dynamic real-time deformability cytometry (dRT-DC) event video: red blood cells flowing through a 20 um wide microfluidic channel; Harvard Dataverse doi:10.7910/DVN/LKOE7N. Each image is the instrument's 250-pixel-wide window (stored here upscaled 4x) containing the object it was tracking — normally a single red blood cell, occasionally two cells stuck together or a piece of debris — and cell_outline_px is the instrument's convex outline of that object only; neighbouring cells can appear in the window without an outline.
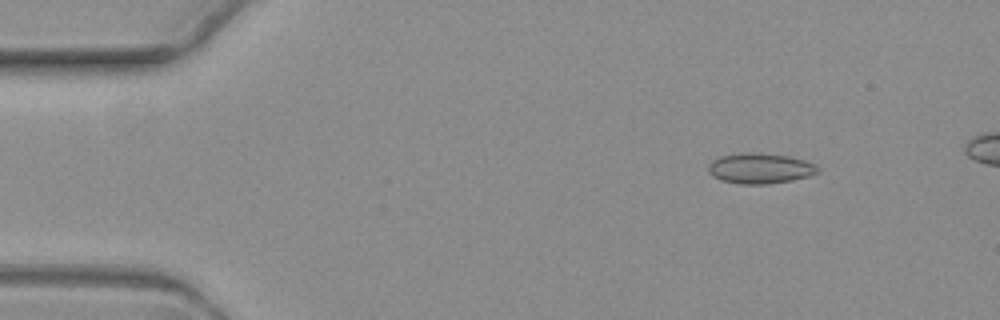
{"species": "common noctule bat (a hibernating species)", "species_latin": "Nyctalus noctula", "temperature_condition": "warm", "stored_images_in_passage": 5, "camera_frame_rate_fps": 3000, "um_per_image_px": 0.085, "animal": {"sex": "female", "body_mass_g": 19.3, "forearm_length_mm": 54.1}, "frame": {"image": 1, "passage_image": 1, "time_ms": 0.0, "image_size_px": [1000, 320], "cell_outline_px": [[820, 172], [808, 176], [792, 180], [768, 184], [740, 184], [720, 180], [712, 176], [708, 172], [708, 164], [712, 160], [720, 156], [748, 152], [752, 152], [788, 156], [804, 160], [816, 164], [820, 168]], "centroid_in_image_um": [64.6, 14.31], "position_along_channel_um": 20.4, "area_um2": 19.54}}
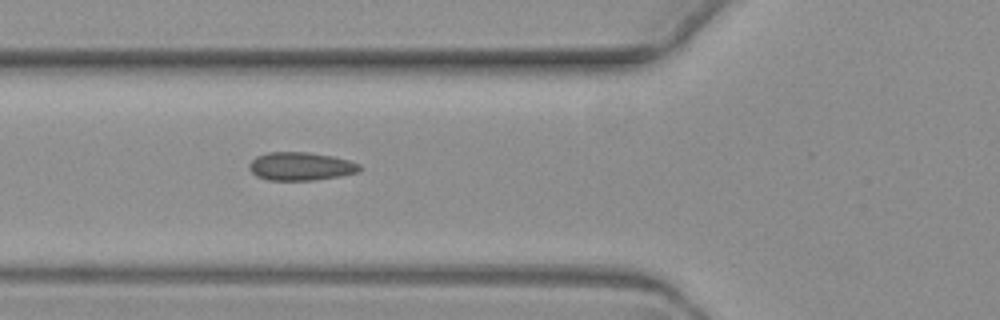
{"frame": {"image": 2, "passage_image": 5, "time_ms": 4.667, "image_size_px": [1000, 320], "cell_outline_px": [[360, 168], [356, 172], [340, 176], [312, 180], [268, 180], [256, 176], [248, 168], [248, 164], [256, 156], [268, 152], [308, 152], [332, 156], [348, 160], [360, 164]], "centroid_in_image_um": [25.51, 14.13], "position_along_channel_um": 100.3, "area_um2": 18.09}}